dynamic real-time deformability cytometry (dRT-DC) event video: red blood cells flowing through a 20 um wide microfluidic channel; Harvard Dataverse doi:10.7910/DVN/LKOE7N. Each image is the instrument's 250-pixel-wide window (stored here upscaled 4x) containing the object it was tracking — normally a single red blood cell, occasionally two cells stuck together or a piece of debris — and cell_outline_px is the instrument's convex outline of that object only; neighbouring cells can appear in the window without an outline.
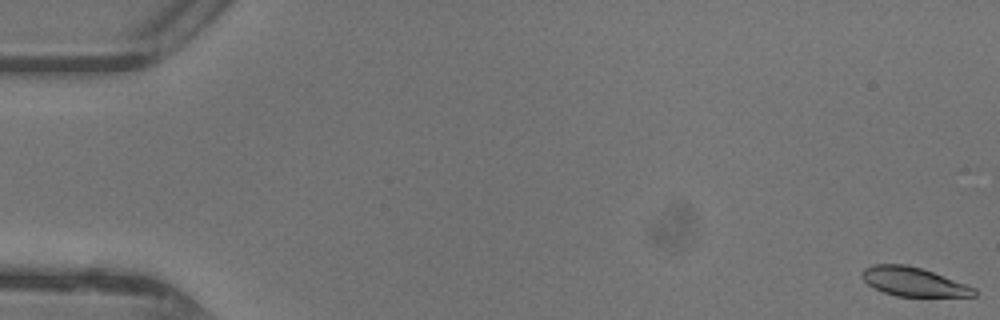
{"species": "common noctule bat (a hibernating species)", "species_latin": "Nyctalus noctula", "temperature_condition": "warm", "stored_images_in_passage": 48, "camera_frame_rate_fps": 3000, "um_per_image_px": 0.085, "animal": {"sex": "female"}, "frame": {"image": 1, "passage_image": 1, "time_ms": 0.0, "image_size_px": [1000, 320], "cell_outline_px": [[976, 296], [896, 296], [884, 292], [868, 284], [860, 276], [860, 272], [864, 268], [872, 264], [908, 264], [932, 272], [976, 288]], "centroid_in_image_um": [77.6, 23.94], "position_along_channel_um": 7.4, "area_um2": 18.73}}
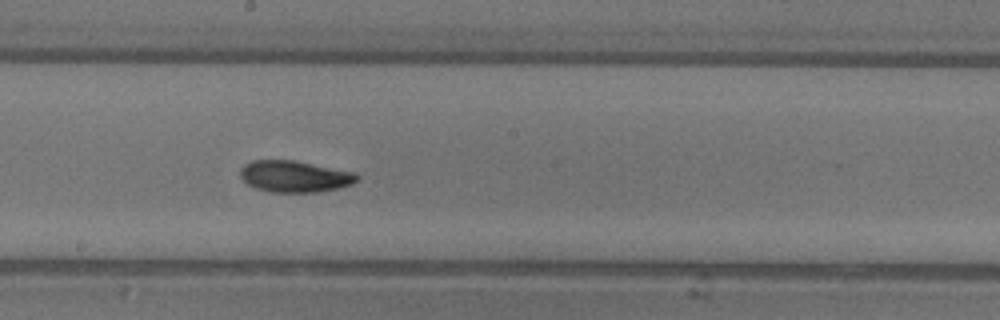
{"frame": {"image": 2, "passage_image": 27, "time_ms": 8.667, "image_size_px": [1000, 320], "cell_outline_px": [[360, 176], [352, 184], [340, 188], [316, 192], [268, 192], [256, 188], [248, 184], [240, 176], [240, 168], [244, 164], [252, 160], [292, 160], [352, 172]], "centroid_in_image_um": [25.0, 15.0], "position_along_channel_um": 223.2, "area_um2": 21.27}}
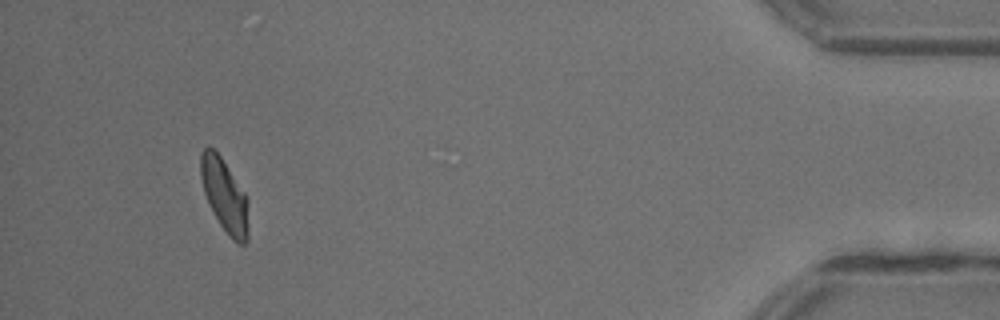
{"frame": {"image": 3, "passage_image": 45, "time_ms": 14.667, "image_size_px": [1000, 320], "cell_outline_px": [[248, 240], [244, 244], [240, 244], [232, 240], [228, 236], [220, 224], [204, 192], [200, 176], [200, 152], [208, 144], [220, 156], [248, 196]], "centroid_in_image_um": [19.1, 16.61], "position_along_channel_um": 416.1, "area_um2": 20.4}, "authors_computed_cell_mechanics": {"area_um2": 20.6924, "velocity_mm_per_s": 4.4029, "shape_relaxation_time_tau1_ms": 3.4382, "shape_relaxation_time_tau2_ms": 2.2433, "deformation_change_tau1": 0.1633, "deformation_change_tau2": 0.0824}}